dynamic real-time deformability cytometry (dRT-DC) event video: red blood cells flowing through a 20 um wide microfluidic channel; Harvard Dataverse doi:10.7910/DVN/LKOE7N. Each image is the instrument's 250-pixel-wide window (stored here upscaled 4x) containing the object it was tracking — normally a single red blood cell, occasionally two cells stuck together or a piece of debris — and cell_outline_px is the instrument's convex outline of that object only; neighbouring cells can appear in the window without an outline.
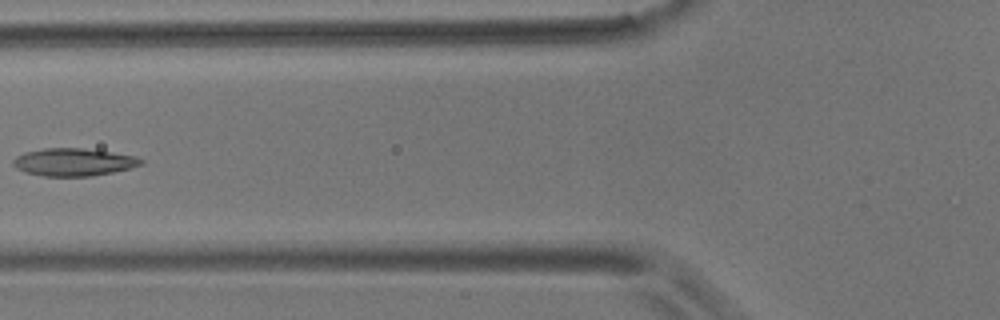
{"species": "common noctule bat (a hibernating species)", "species_latin": "Nyctalus noctula", "temperature_condition": "room temperature", "stored_images_in_passage": 11, "camera_frame_rate_fps": 3000, "um_per_image_px": 0.085, "animal": {"sex": "male", "body_mass_g": 17.9}, "frame": {"image": 1, "passage_image": 7, "time_ms": 7.0, "image_size_px": [1000, 320], "cell_outline_px": [[144, 164], [112, 172], [92, 176], [44, 176], [24, 172], [16, 168], [12, 164], [12, 160], [16, 156], [24, 152], [44, 148], [84, 148], [112, 152], [136, 156], [144, 160]], "centroid_in_image_um": [6.24, 13.77], "position_along_channel_um": 119.6, "area_um2": 20.69}}
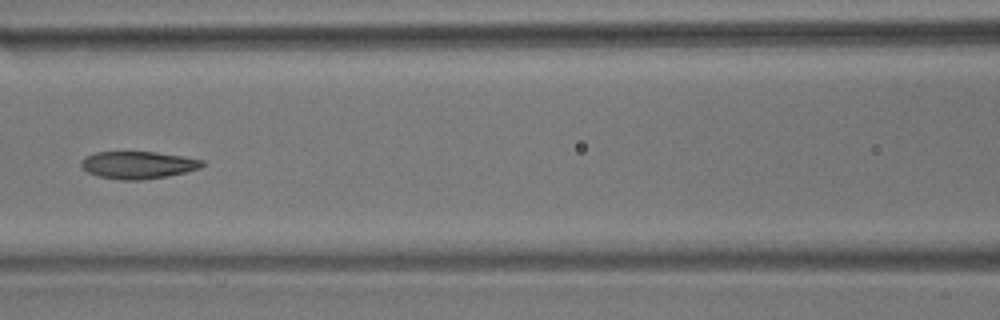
{"frame": {"image": 2, "passage_image": 8, "time_ms": 8.0, "image_size_px": [1000, 320], "cell_outline_px": [[204, 164], [200, 168], [168, 176], [144, 180], [120, 180], [96, 176], [88, 172], [80, 164], [88, 156], [96, 152], [156, 152], [184, 156], [204, 160]], "centroid_in_image_um": [11.77, 14.03], "position_along_channel_um": 154.8, "area_um2": 19.25}}
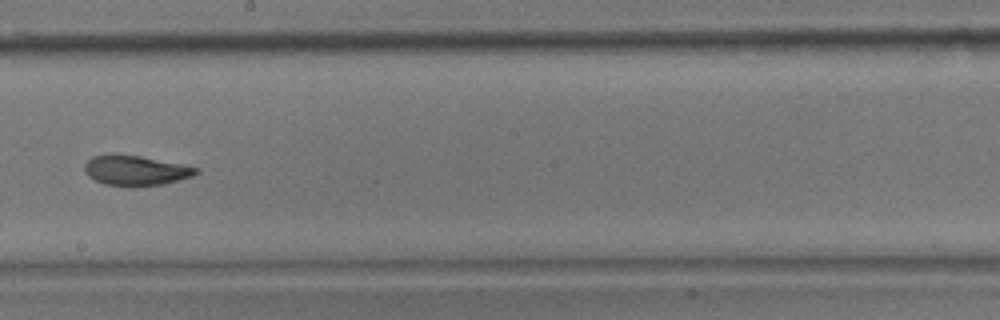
{"frame": {"image": 3, "passage_image": 10, "time_ms": 10.333, "image_size_px": [1000, 320], "cell_outline_px": [[200, 172], [192, 176], [164, 184], [132, 188], [128, 188], [104, 184], [88, 176], [84, 172], [84, 164], [92, 156], [112, 152], [140, 156], [200, 168]], "centroid_in_image_um": [11.48, 14.49], "position_along_channel_um": 236.7, "area_um2": 20.11}}